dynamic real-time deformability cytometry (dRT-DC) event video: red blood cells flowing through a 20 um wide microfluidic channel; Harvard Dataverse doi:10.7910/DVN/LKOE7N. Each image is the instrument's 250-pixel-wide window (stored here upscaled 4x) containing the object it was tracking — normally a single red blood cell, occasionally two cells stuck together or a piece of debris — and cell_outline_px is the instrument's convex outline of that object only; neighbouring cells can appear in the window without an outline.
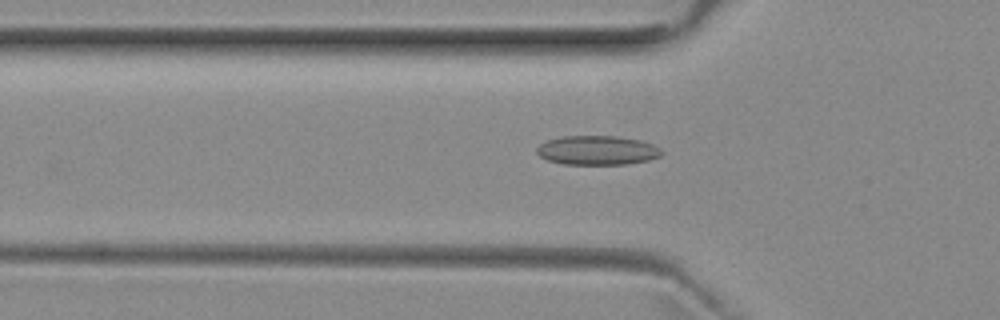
{"species": "common noctule bat (a hibernating species)", "species_latin": "Nyctalus noctula", "temperature_condition": "room temperature", "stored_images_in_passage": 37, "camera_frame_rate_fps": 3000, "um_per_image_px": 0.085, "animal": {"sex": "female", "body_mass_g": 29.2, "forearm_length_mm": 56.3}, "frame": {"image": 1, "passage_image": 8, "time_ms": 2.333, "image_size_px": [1000, 320], "cell_outline_px": [[664, 152], [660, 156], [648, 160], [624, 164], [564, 164], [548, 160], [540, 156], [536, 152], [536, 148], [540, 144], [548, 140], [564, 136], [616, 136], [640, 140], [652, 144], [660, 148]], "centroid_in_image_um": [50.77, 12.77], "position_along_channel_um": 75.0, "area_um2": 21.15}}
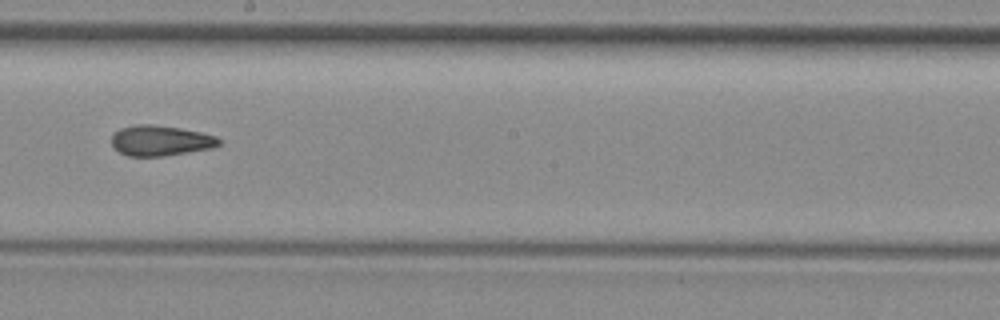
{"frame": {"image": 2, "passage_image": 20, "time_ms": 6.333, "image_size_px": [1000, 320], "cell_outline_px": [[220, 144], [212, 148], [164, 156], [128, 156], [120, 152], [112, 144], [112, 136], [120, 128], [136, 124], [152, 124], [180, 128], [200, 132], [216, 136], [220, 140]], "centroid_in_image_um": [13.65, 11.95], "position_along_channel_um": 234.6, "area_um2": 18.9}}
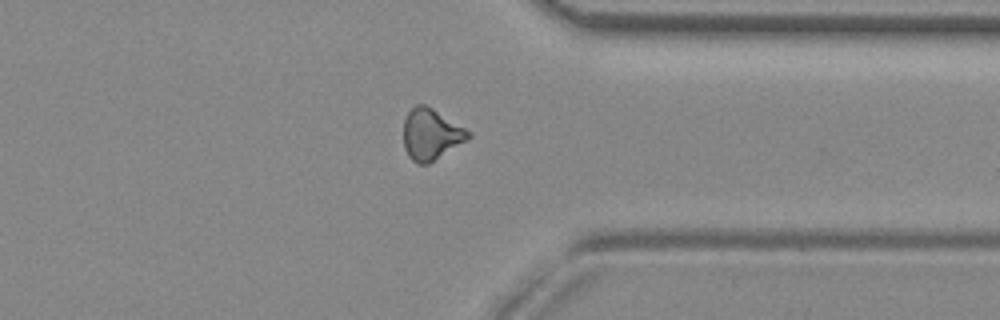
{"frame": {"image": 3, "passage_image": 31, "time_ms": 10.0, "image_size_px": [1000, 320], "cell_outline_px": [[472, 136], [428, 164], [416, 164], [408, 156], [404, 148], [404, 120], [408, 112], [416, 104], [424, 104], [432, 108], [464, 128]], "centroid_in_image_um": [36.58, 11.42], "position_along_channel_um": 374.8, "area_um2": 18.9}}